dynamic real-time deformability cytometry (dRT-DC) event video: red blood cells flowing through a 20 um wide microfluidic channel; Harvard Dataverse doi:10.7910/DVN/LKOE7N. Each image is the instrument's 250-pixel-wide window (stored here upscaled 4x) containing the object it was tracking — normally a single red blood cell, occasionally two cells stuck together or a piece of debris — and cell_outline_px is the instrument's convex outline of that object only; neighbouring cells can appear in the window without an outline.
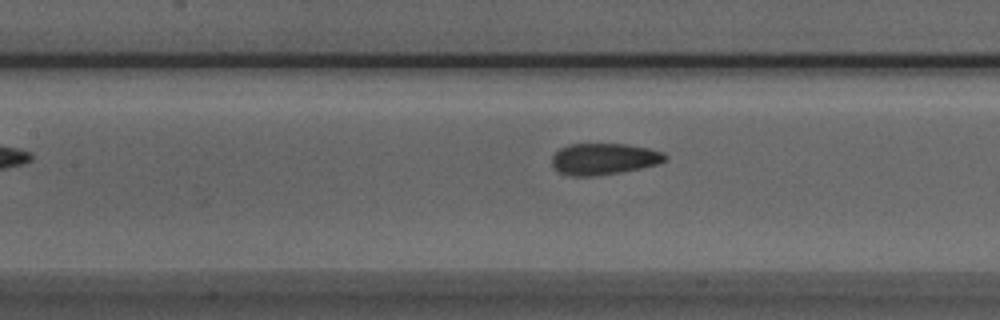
{"species": "Egyptian fruit bat (a non-hibernating species)", "species_latin": "Rousettus aegyptiacus", "temperature_condition": "room temperature", "stored_images_in_passage": 35, "camera_frame_rate_fps": 3000, "um_per_image_px": 0.085, "animal": {"sex": "male"}, "frame": {"image": 1, "passage_image": 10, "time_ms": 3.0, "image_size_px": [1000, 320], "cell_outline_px": [[668, 160], [660, 164], [620, 172], [592, 176], [568, 176], [560, 172], [552, 164], [552, 156], [560, 148], [568, 144], [628, 144], [648, 148], [664, 152], [668, 156]], "centroid_in_image_um": [51.37, 13.5], "position_along_channel_um": 156.0, "area_um2": 20.87}}
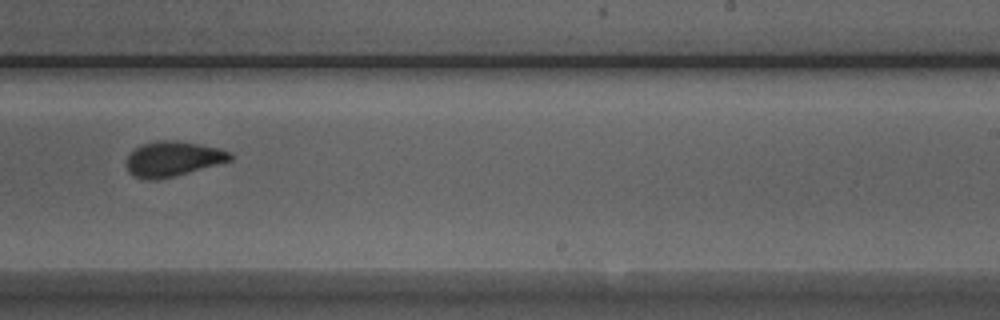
{"frame": {"image": 2, "passage_image": 19, "time_ms": 6.0, "image_size_px": [1000, 320], "cell_outline_px": [[232, 160], [176, 176], [156, 180], [144, 180], [128, 172], [124, 160], [136, 148], [144, 144], [160, 140], [176, 140], [200, 144], [220, 148], [232, 152]], "centroid_in_image_um": [14.7, 13.51], "position_along_channel_um": 274.3, "area_um2": 21.33}}
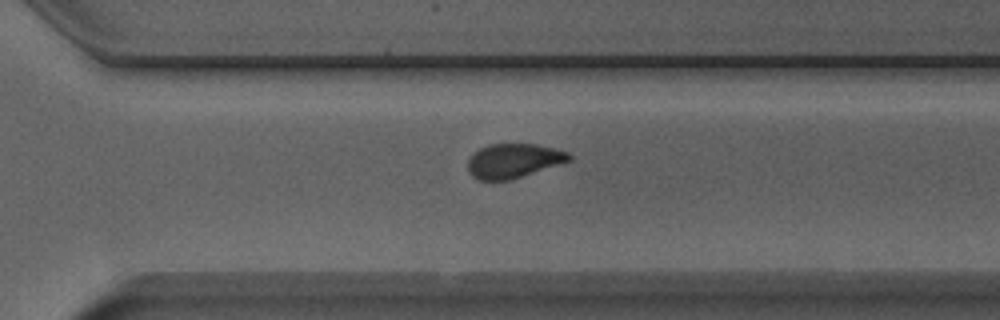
{"frame": {"image": 3, "passage_image": 23, "time_ms": 7.333, "image_size_px": [1000, 320], "cell_outline_px": [[572, 160], [508, 180], [480, 180], [472, 176], [468, 172], [468, 160], [472, 152], [488, 144], [536, 144], [556, 148], [568, 152], [572, 156]], "centroid_in_image_um": [43.63, 13.65], "position_along_channel_um": 327.0, "area_um2": 20.23}}